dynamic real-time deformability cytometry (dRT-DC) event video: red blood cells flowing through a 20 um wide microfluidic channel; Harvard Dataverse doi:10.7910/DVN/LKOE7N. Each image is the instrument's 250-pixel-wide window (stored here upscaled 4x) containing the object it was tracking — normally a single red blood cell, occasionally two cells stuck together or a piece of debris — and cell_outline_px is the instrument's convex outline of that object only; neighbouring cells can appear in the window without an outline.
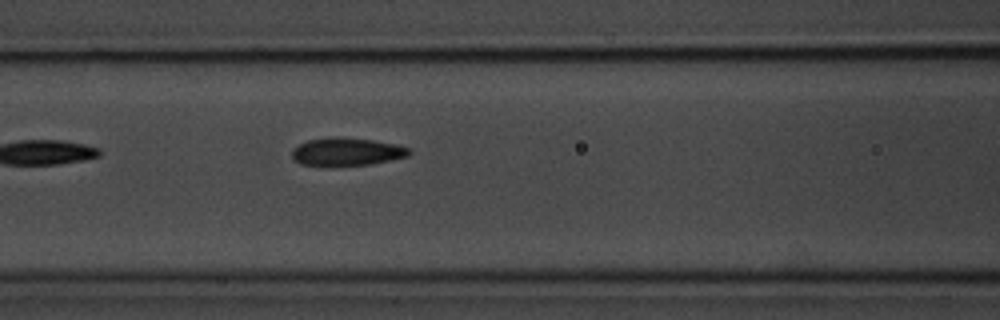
{"species": "common noctule bat (a hibernating species)", "species_latin": "Nyctalus noctula", "temperature_condition": "room temperature", "stored_images_in_passage": 5, "camera_frame_rate_fps": 3000, "um_per_image_px": 0.085, "animal": {"sex": "male", "body_mass_g": 20.1, "forearm_length_mm": 53.5}, "frame": {"image": 1, "passage_image": 5, "time_ms": 4.667, "image_size_px": [1000, 320], "cell_outline_px": [[412, 152], [408, 156], [368, 164], [300, 164], [292, 160], [292, 148], [308, 140], [328, 136], [332, 136], [372, 140], [396, 144], [412, 148]], "centroid_in_image_um": [29.47, 12.86], "position_along_channel_um": 137.1, "area_um2": 18.73}}